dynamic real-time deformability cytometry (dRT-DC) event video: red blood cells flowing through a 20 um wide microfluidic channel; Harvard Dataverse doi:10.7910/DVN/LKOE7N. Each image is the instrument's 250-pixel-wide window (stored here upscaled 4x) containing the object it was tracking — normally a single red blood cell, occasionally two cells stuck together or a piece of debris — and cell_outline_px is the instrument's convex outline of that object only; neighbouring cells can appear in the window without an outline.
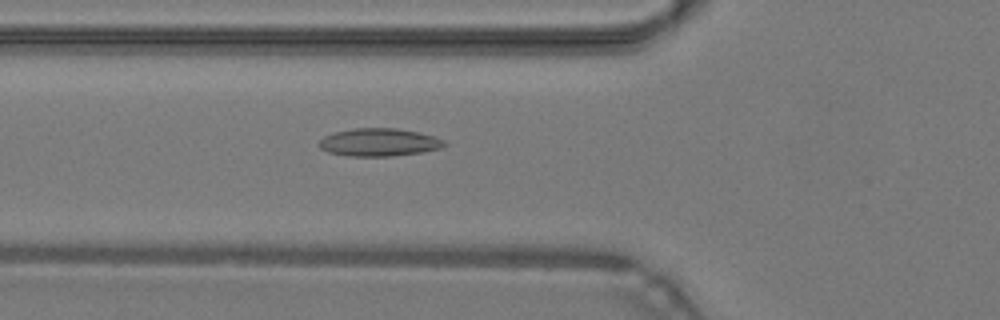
{"species": "common noctule bat (a hibernating species)", "species_latin": "Nyctalus noctula", "temperature_condition": "warm", "stored_images_in_passage": 32, "camera_frame_rate_fps": 3000, "um_per_image_px": 0.085, "animal": {"sex": "male", "body_mass_g": 19.2, "forearm_length_mm": 51.8}, "frame": {"image": 1, "passage_image": 4, "time_ms": 1.0, "image_size_px": [1000, 320], "cell_outline_px": [[448, 144], [440, 148], [424, 152], [392, 156], [348, 156], [328, 152], [320, 148], [320, 140], [324, 136], [336, 132], [356, 128], [396, 128], [420, 132], [444, 140]], "centroid_in_image_um": [32.25, 12.1], "position_along_channel_um": 93.5, "area_um2": 20.29}}
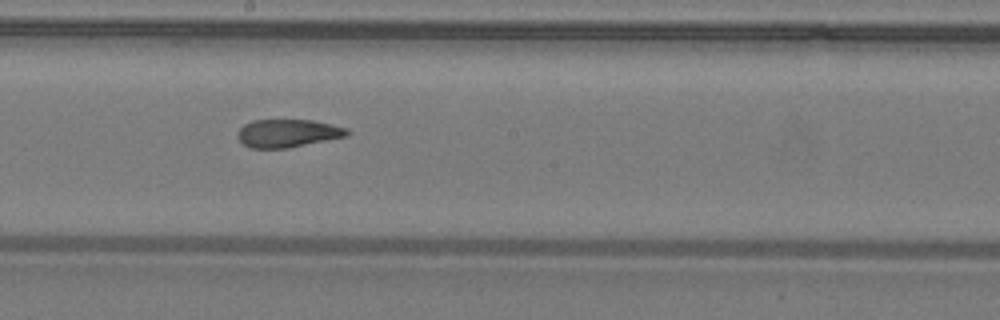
{"frame": {"image": 2, "passage_image": 13, "time_ms": 4.0, "image_size_px": [1000, 320], "cell_outline_px": [[352, 132], [348, 136], [288, 148], [248, 148], [236, 136], [236, 132], [244, 124], [252, 120], [312, 120], [348, 128]], "centroid_in_image_um": [24.46, 11.33], "position_along_channel_um": 223.7, "area_um2": 18.03}}
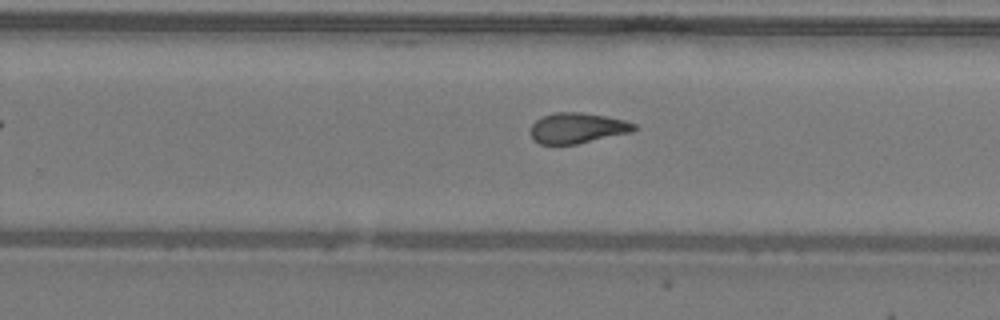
{"frame": {"image": 3, "passage_image": 17, "time_ms": 5.333, "image_size_px": [1000, 320], "cell_outline_px": [[636, 128], [632, 132], [576, 144], [540, 144], [532, 140], [528, 132], [532, 124], [536, 120], [544, 116], [556, 112], [580, 112], [604, 116], [624, 120], [636, 124]], "centroid_in_image_um": [49.03, 10.89], "position_along_channel_um": 280.8, "area_um2": 18.44}, "authors_computed_cell_mechanics": {"area_um2": 18.785, "velocity_mm_per_s": 4.3117, "shape_relaxation_time_tau1_ms": null, "shape_relaxation_time_tau2_ms": 1.4943, "deformation_change_tau1": null, "deformation_change_tau2": 0.0773}}